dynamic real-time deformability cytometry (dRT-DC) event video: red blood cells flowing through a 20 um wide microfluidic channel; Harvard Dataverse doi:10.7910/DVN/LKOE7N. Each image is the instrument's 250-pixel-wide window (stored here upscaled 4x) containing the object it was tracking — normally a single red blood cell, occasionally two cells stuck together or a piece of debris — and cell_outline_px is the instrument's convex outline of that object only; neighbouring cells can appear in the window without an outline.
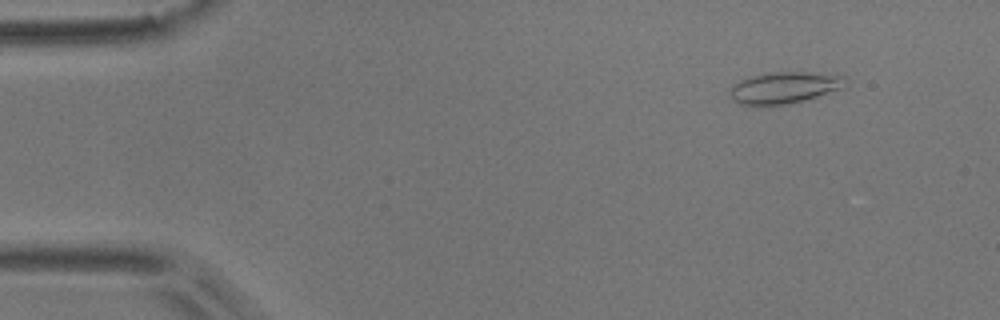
{"species": "common noctule bat (a hibernating species)", "species_latin": "Nyctalus noctula", "temperature_condition": "room temperature", "stored_images_in_passage": 4, "camera_frame_rate_fps": 3000, "um_per_image_px": 0.085, "animal": {"sex": "male", "body_mass_g": 17.9}, "frame": {"image": 1, "passage_image": 2, "time_ms": 0.333, "image_size_px": [1000, 320], "cell_outline_px": [[848, 84], [840, 88], [804, 100], [788, 104], [740, 104], [732, 96], [732, 88], [740, 80], [752, 76], [768, 72], [804, 72], [840, 76]], "centroid_in_image_um": [66.67, 7.43], "position_along_channel_um": 18.3, "area_um2": 20.29}}